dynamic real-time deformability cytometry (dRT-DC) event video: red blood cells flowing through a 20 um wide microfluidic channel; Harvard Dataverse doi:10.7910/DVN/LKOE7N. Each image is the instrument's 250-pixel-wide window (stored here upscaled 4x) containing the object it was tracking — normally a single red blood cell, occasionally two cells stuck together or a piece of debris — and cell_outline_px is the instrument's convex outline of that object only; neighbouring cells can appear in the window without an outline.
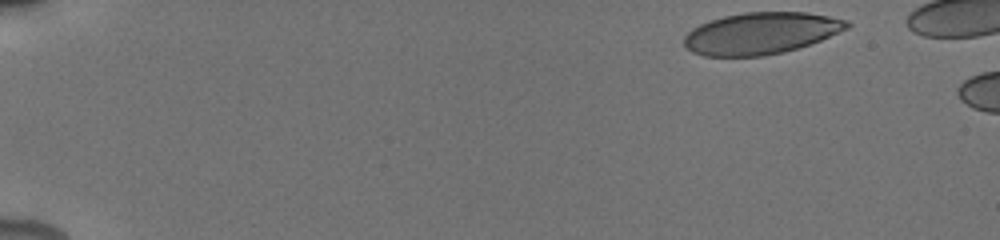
{"species": "human", "species_latin": "Homo sapiens", "temperature_condition": "cold", "stored_images_in_passage": 6, "camera_frame_rate_fps": 3000, "um_per_image_px": 0.085, "donor": {"sex": "male"}, "frame": {"image": 1, "passage_image": 1, "time_ms": 0.0, "image_size_px": [1000, 240], "cell_outline_px": [[852, 24], [848, 28], [820, 40], [784, 52], [764, 56], [704, 56], [692, 52], [684, 44], [684, 36], [692, 28], [708, 20], [724, 16], [744, 12], [804, 12], [828, 16], [848, 20]], "centroid_in_image_um": [64.66, 2.82], "position_along_channel_um": 20.3, "area_um2": 39.54}}